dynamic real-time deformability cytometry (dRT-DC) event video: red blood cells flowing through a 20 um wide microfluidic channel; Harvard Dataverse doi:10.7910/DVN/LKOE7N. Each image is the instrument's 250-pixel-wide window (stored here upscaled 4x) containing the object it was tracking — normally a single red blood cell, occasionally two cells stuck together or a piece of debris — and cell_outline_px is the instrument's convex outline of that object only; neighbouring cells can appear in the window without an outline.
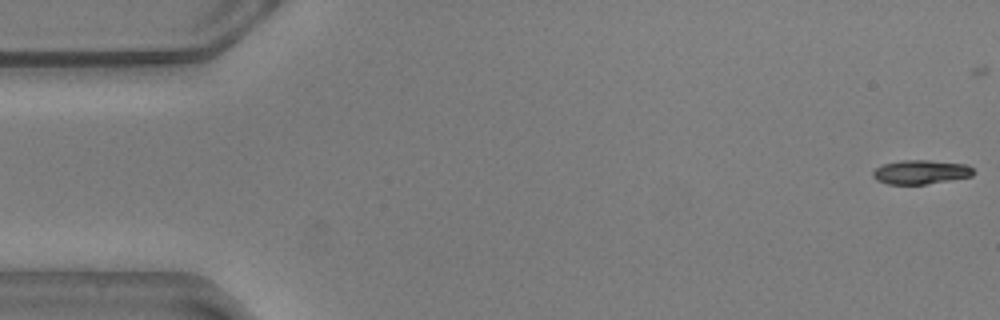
{"species": "common noctule bat (a hibernating species)", "species_latin": "Nyctalus noctula", "temperature_condition": "warm", "stored_images_in_passage": 12, "camera_frame_rate_fps": 3000, "um_per_image_px": 0.085, "animal": {"sex": "male", "body_mass_g": 20.5, "forearm_length_mm": 52.5}, "frame": {"image": 1, "passage_image": 1, "time_ms": 0.0, "image_size_px": [1000, 320], "cell_outline_px": [[976, 172], [972, 176], [924, 184], [888, 184], [876, 180], [872, 176], [872, 172], [876, 168], [884, 164], [900, 160], [928, 160], [968, 164]], "centroid_in_image_um": [78.27, 14.61], "position_along_channel_um": 6.7, "area_um2": 14.1}}